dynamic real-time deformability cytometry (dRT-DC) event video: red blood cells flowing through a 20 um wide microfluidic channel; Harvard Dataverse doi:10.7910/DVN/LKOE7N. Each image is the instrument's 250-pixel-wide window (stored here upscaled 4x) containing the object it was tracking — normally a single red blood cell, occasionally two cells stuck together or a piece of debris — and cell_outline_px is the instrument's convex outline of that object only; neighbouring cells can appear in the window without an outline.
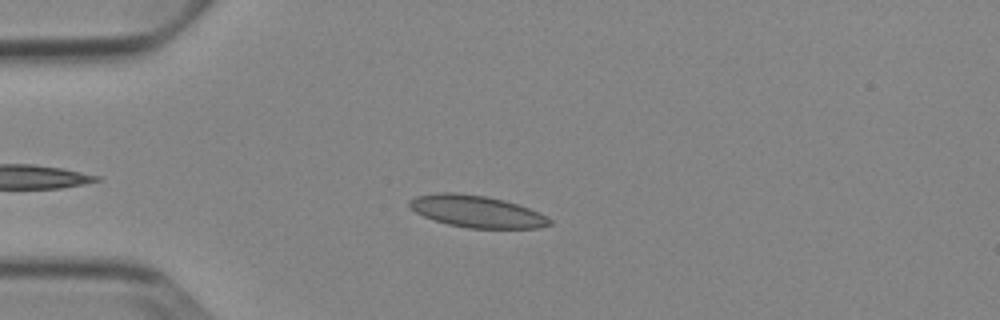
{"species": "Egyptian fruit bat (a non-hibernating species)", "species_latin": "Rousettus aegyptiacus", "temperature_condition": "cold", "stored_images_in_passage": 44, "camera_frame_rate_fps": 3000, "um_per_image_px": 0.085, "animal": {"sex": "female"}, "frame": {"image": 1, "passage_image": 9, "time_ms": 2.667, "image_size_px": [1000, 320], "cell_outline_px": [[552, 224], [540, 228], [468, 228], [448, 224], [424, 216], [416, 212], [408, 204], [408, 200], [416, 196], [436, 192], [456, 192], [484, 196], [504, 200], [540, 212], [552, 220]], "centroid_in_image_um": [40.53, 17.97], "position_along_channel_um": 44.5, "area_um2": 26.01}}
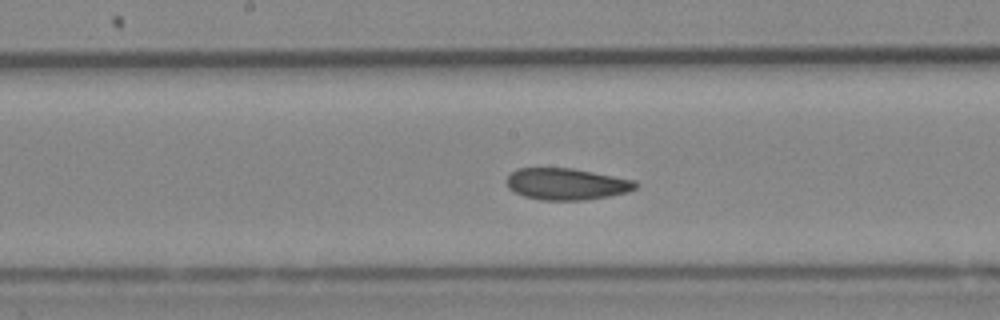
{"frame": {"image": 2, "passage_image": 23, "time_ms": 7.333, "image_size_px": [1000, 320], "cell_outline_px": [[640, 184], [636, 188], [628, 192], [608, 196], [584, 200], [540, 200], [524, 196], [508, 188], [504, 180], [516, 168], [572, 168], [636, 180]], "centroid_in_image_um": [48.16, 15.64], "position_along_channel_um": 200.0, "area_um2": 23.93}}
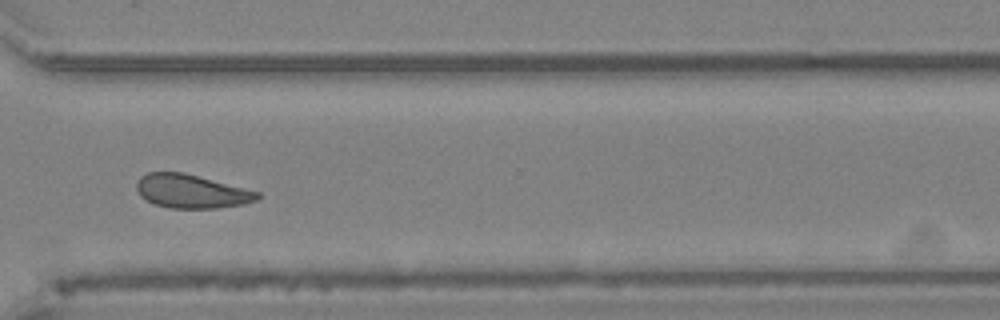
{"frame": {"image": 3, "passage_image": 35, "time_ms": 11.333, "image_size_px": [1000, 320], "cell_outline_px": [[260, 196], [256, 200], [244, 204], [216, 208], [168, 208], [156, 204], [140, 196], [136, 188], [136, 180], [140, 176], [148, 172], [184, 172], [260, 192]], "centroid_in_image_um": [16.25, 16.25], "position_along_channel_um": 354.4, "area_um2": 23.7}, "authors_computed_cell_mechanics": {"area_um2": 24.1604, "velocity_mm_per_s": 3.851, "shape_relaxation_time_tau1_ms": 5.2884, "shape_relaxation_time_tau2_ms": 1.8263, "deformation_change_tau1": 0.1129, "deformation_change_tau2": 0.0726}}